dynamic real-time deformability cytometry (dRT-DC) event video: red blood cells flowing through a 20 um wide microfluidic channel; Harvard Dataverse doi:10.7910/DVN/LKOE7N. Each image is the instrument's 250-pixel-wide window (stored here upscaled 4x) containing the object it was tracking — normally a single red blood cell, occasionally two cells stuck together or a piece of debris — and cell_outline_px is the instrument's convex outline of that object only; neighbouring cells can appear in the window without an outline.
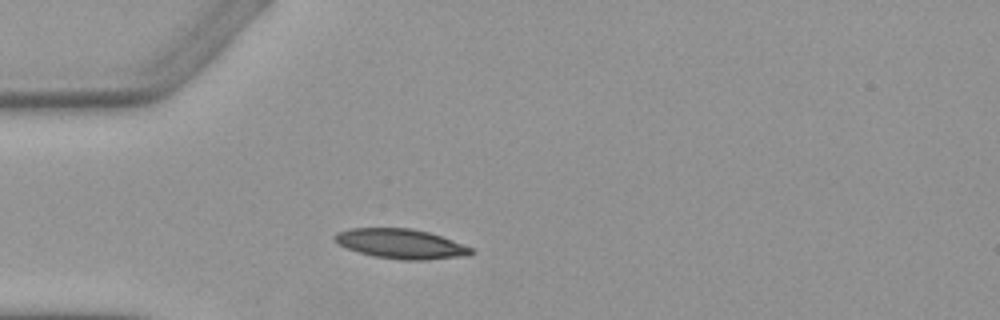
{"species": "Egyptian fruit bat (a non-hibernating species)", "species_latin": "Rousettus aegyptiacus", "temperature_condition": "warm", "stored_images_in_passage": 3, "camera_frame_rate_fps": 3000, "um_per_image_px": 0.085, "animal": {"sex": "female"}, "frame": {"image": 1, "passage_image": 3, "time_ms": 2.333, "image_size_px": [1000, 320], "cell_outline_px": [[476, 252], [456, 256], [420, 260], [404, 260], [376, 256], [360, 252], [348, 248], [332, 240], [332, 236], [336, 232], [352, 228], [412, 228], [428, 232], [452, 240], [472, 248]], "centroid_in_image_um": [34.01, 20.7], "position_along_channel_um": 51.0, "area_um2": 23.12}}